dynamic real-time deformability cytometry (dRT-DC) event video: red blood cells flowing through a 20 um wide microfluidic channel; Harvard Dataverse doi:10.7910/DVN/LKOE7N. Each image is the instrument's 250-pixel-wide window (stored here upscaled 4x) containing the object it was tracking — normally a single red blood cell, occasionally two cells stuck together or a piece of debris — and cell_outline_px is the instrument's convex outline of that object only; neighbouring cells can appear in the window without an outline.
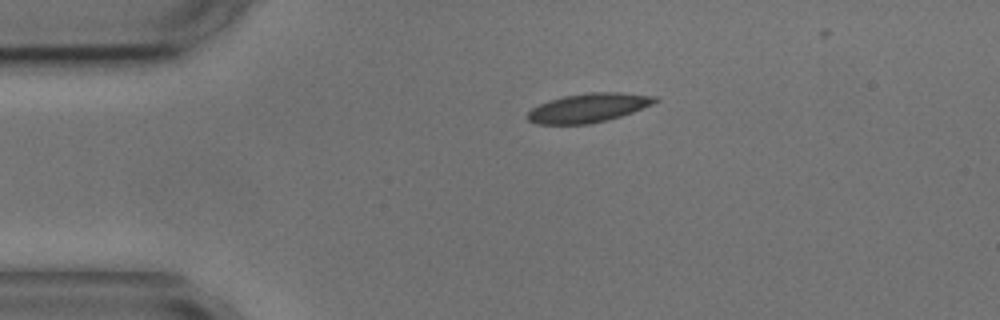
{"species": "common noctule bat (a hibernating species)", "species_latin": "Nyctalus noctula", "temperature_condition": "cold", "stored_images_in_passage": 3, "camera_frame_rate_fps": 3000, "um_per_image_px": 0.085, "animal": {"sex": "male", "body_mass_g": 17.9, "forearm_length_mm": 54.2}, "frame": {"image": 1, "passage_image": 3, "time_ms": 3.333, "image_size_px": [1000, 320], "cell_outline_px": [[660, 100], [652, 104], [632, 112], [608, 120], [588, 124], [536, 124], [528, 120], [528, 112], [532, 108], [540, 104], [564, 96], [588, 92], [620, 92], [656, 96]], "centroid_in_image_um": [50.04, 9.16], "position_along_channel_um": 35.0, "area_um2": 21.39}}